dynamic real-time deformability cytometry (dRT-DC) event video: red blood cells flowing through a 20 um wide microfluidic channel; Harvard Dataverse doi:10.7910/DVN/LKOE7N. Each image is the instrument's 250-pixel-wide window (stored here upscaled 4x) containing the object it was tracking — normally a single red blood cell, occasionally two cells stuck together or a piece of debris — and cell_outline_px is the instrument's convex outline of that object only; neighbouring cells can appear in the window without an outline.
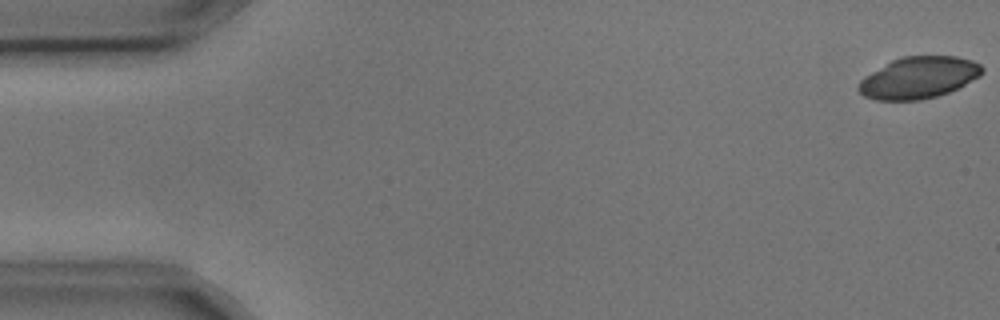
{"species": "common noctule bat (a hibernating species)", "species_latin": "Nyctalus noctula", "temperature_condition": "cold", "stored_images_in_passage": 5, "camera_frame_rate_fps": 3000, "um_per_image_px": 0.085, "animal": {"sex": "male", "body_mass_g": 17.9, "forearm_length_mm": 54.2}, "frame": {"image": 1, "passage_image": 1, "time_ms": 0.0, "image_size_px": [1000, 320], "cell_outline_px": [[984, 72], [980, 76], [948, 92], [936, 96], [920, 100], [876, 100], [864, 96], [856, 88], [860, 80], [864, 76], [892, 60], [904, 56], [956, 56], [972, 60], [980, 64], [984, 68]], "centroid_in_image_um": [78.08, 6.59], "position_along_channel_um": 6.9, "area_um2": 29.94}}